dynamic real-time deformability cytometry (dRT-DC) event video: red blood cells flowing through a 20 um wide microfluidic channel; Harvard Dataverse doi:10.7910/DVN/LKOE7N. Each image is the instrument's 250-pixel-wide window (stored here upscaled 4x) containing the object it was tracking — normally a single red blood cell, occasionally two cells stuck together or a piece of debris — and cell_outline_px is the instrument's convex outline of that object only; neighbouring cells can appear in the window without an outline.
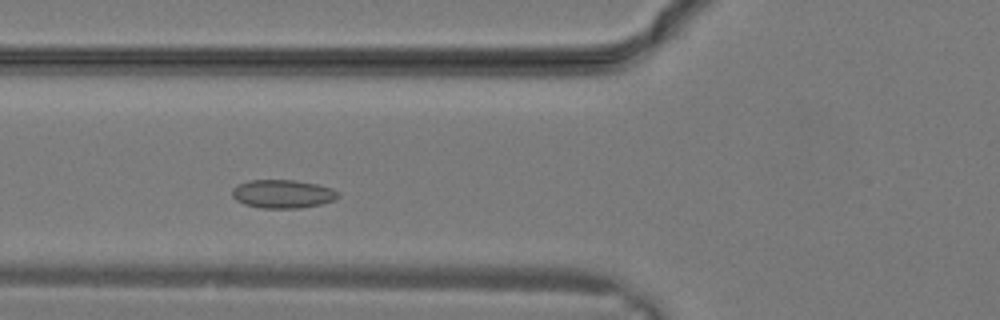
{"species": "common noctule bat (a hibernating species)", "species_latin": "Nyctalus noctula", "temperature_condition": "warm", "stored_images_in_passage": 26, "camera_frame_rate_fps": 3000, "um_per_image_px": 0.085, "animal": {"sex": "male", "body_mass_g": 19.2, "forearm_length_mm": 51.8}, "frame": {"image": 1, "passage_image": 7, "time_ms": 2.0, "image_size_px": [1000, 320], "cell_outline_px": [[340, 196], [332, 200], [320, 204], [300, 208], [260, 208], [244, 204], [236, 200], [232, 196], [232, 188], [236, 184], [248, 180], [296, 180], [316, 184], [332, 188]], "centroid_in_image_um": [23.97, 16.48], "position_along_channel_um": 101.8, "area_um2": 17.57}}
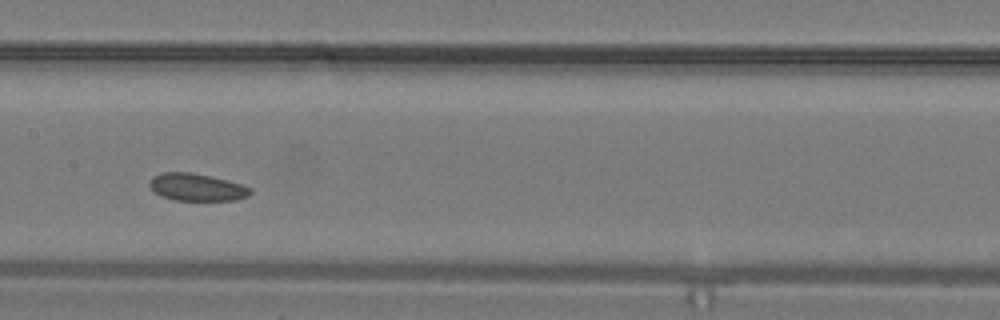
{"frame": {"image": 2, "passage_image": 11, "time_ms": 3.333, "image_size_px": [1000, 320], "cell_outline_px": [[252, 192], [248, 196], [236, 200], [176, 200], [160, 196], [148, 184], [152, 176], [160, 172], [192, 172], [212, 176], [228, 180], [252, 188]], "centroid_in_image_um": [16.72, 15.9], "position_along_channel_um": 190.7, "area_um2": 16.18}}
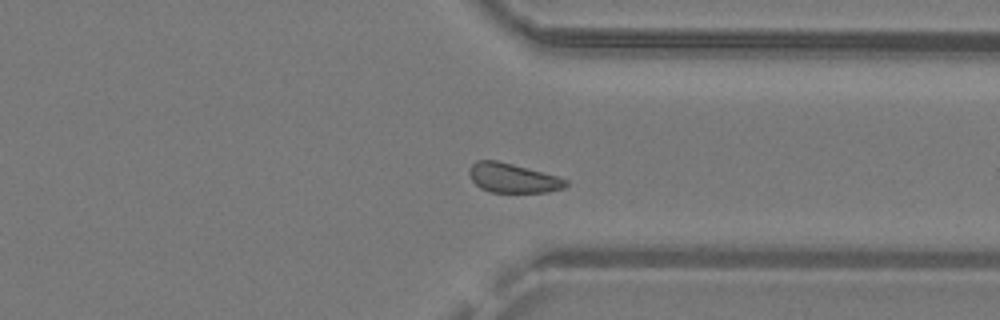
{"frame": {"image": 3, "passage_image": 19, "time_ms": 6.0, "image_size_px": [1000, 320], "cell_outline_px": [[568, 184], [564, 188], [548, 192], [492, 192], [480, 188], [472, 180], [468, 172], [468, 168], [476, 160], [496, 160], [512, 164], [556, 176], [568, 180]], "centroid_in_image_um": [43.56, 15.13], "position_along_channel_um": 367.8, "area_um2": 16.42}}